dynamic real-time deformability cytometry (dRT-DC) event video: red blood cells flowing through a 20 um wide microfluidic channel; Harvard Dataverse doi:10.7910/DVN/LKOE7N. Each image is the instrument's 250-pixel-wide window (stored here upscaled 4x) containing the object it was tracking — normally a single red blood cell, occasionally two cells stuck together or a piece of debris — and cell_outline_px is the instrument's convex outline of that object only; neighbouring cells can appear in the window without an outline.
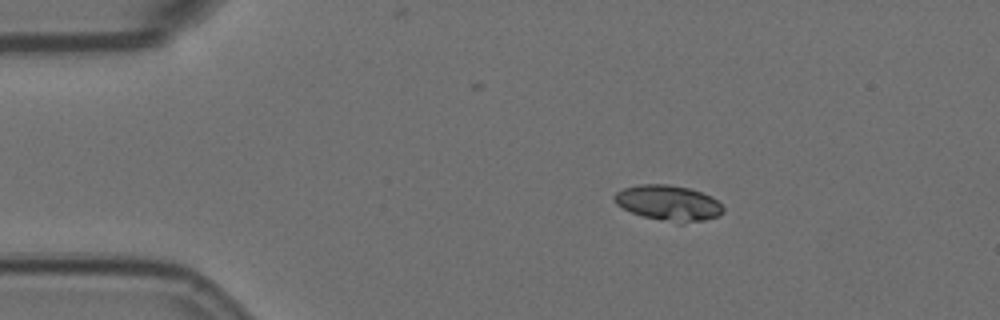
{"species": "Egyptian fruit bat (a non-hibernating species)", "species_latin": "Rousettus aegyptiacus", "temperature_condition": "room temperature", "stored_images_in_passage": 4, "camera_frame_rate_fps": 3000, "um_per_image_px": 0.085, "animal": {"sex": "female"}, "frame": {"image": 1, "passage_image": 2, "time_ms": 0.333, "image_size_px": [1000, 320], "cell_outline_px": [[724, 212], [720, 216], [704, 220], [680, 224], [644, 216], [632, 212], [616, 204], [612, 196], [616, 192], [624, 188], [640, 184], [668, 184], [688, 188], [712, 196], [724, 208]], "centroid_in_image_um": [56.83, 17.25], "position_along_channel_um": 28.2, "area_um2": 22.48}}